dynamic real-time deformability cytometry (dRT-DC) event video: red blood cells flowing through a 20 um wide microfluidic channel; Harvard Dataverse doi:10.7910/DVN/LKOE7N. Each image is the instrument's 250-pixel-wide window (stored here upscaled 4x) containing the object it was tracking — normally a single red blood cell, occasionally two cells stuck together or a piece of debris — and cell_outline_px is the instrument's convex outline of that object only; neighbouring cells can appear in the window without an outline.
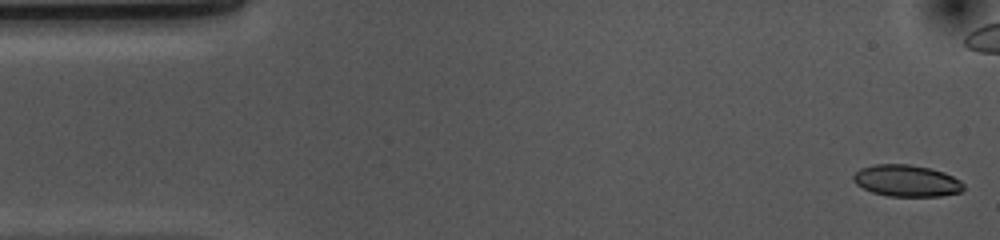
{"species": "common noctule bat (a hibernating species)", "species_latin": "Nyctalus noctula", "temperature_condition": "cold", "stored_images_in_passage": 54, "camera_frame_rate_fps": 3000, "um_per_image_px": 0.085, "animal": {"sex": "female", "body_mass_g": 10.0, "forearm_length_mm": 53.1}, "frame": {"image": 1, "passage_image": 1, "time_ms": 0.0, "image_size_px": [1000, 240], "cell_outline_px": [[964, 188], [960, 192], [940, 196], [888, 196], [872, 192], [856, 184], [852, 180], [852, 176], [860, 168], [876, 164], [908, 164], [932, 168], [944, 172], [960, 180], [964, 184]], "centroid_in_image_um": [77.06, 15.36], "position_along_channel_um": 7.9, "area_um2": 20.4}}
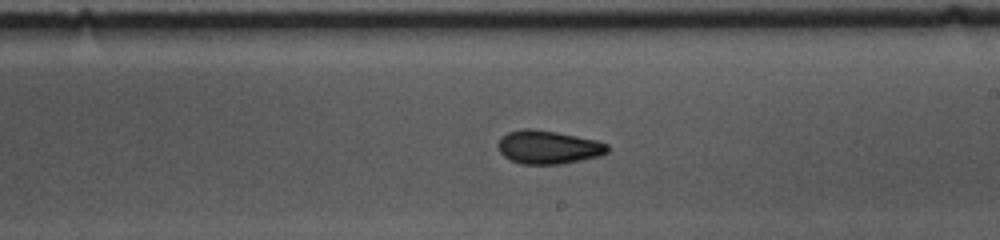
{"frame": {"image": 2, "passage_image": 29, "time_ms": 9.333, "image_size_px": [1000, 240], "cell_outline_px": [[608, 152], [600, 156], [560, 164], [520, 164], [504, 156], [500, 152], [496, 144], [500, 136], [508, 132], [520, 128], [532, 128], [556, 132], [596, 140], [608, 144]], "centroid_in_image_um": [46.56, 12.5], "position_along_channel_um": 242.4, "area_um2": 21.44}}
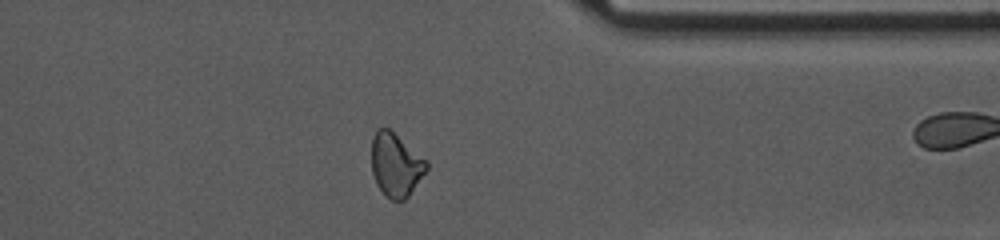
{"frame": {"image": 3, "passage_image": 41, "time_ms": 13.333, "image_size_px": [1000, 240], "cell_outline_px": [[428, 168], [408, 196], [404, 200], [392, 200], [384, 196], [376, 184], [372, 172], [372, 136], [376, 128], [388, 128], [428, 160]], "centroid_in_image_um": [33.63, 14.01], "position_along_channel_um": 377.8, "area_um2": 20.4}, "authors_computed_cell_mechanics": {"area_um2": 21.2993, "velocity_mm_per_s": 3.6778, "shape_relaxation_time_tau1_ms": 6.8374, "shape_relaxation_time_tau2_ms": 2.8082, "deformation_change_tau1": 0.1335, "deformation_change_tau2": 0.0853}}